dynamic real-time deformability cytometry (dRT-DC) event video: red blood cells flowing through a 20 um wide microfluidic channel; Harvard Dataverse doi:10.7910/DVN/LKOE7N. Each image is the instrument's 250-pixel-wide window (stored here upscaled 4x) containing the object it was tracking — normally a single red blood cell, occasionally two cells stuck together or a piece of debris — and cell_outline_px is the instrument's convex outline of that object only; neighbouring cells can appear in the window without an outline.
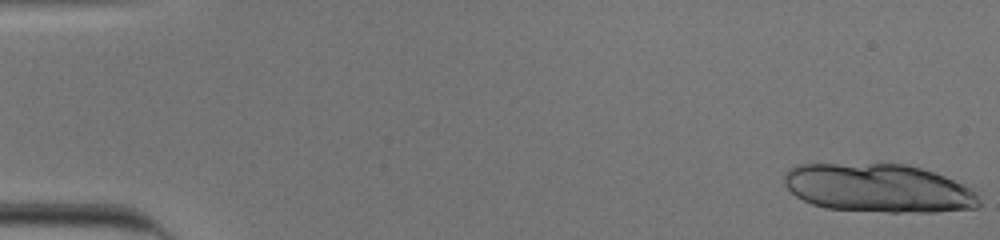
{"species": "human", "species_latin": "Homo sapiens", "temperature_condition": "cold", "stored_images_in_passage": 17, "camera_frame_rate_fps": 3000, "um_per_image_px": 0.085, "donor": {"sex": "male"}, "frame": {"image": 1, "passage_image": 1, "time_ms": 0.0, "image_size_px": [1000, 240], "cell_outline_px": [[980, 204], [976, 208], [936, 212], [888, 212], [824, 208], [812, 204], [796, 196], [784, 184], [784, 176], [788, 168], [796, 164], [908, 164], [944, 176], [976, 192]], "centroid_in_image_um": [74.63, 16.0], "position_along_channel_um": 10.4, "area_um2": 54.97}}